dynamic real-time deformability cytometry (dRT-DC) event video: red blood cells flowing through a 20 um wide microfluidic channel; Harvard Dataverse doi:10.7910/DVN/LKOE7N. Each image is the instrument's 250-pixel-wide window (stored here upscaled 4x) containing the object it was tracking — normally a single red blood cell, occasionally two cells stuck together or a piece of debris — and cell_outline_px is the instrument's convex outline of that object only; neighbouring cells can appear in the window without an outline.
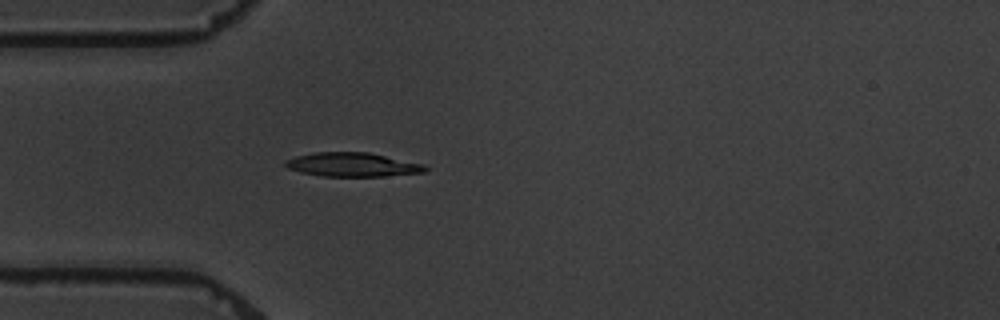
{"species": "common noctule bat (a hibernating species)", "species_latin": "Nyctalus noctula", "temperature_condition": "warm", "stored_images_in_passage": 4, "camera_frame_rate_fps": 3000, "um_per_image_px": 0.085, "animal": {"sex": "male", "body_mass_g": 19.5, "forearm_length_mm": 54.6}, "frame": {"image": 1, "passage_image": 4, "time_ms": 4.667, "image_size_px": [1000, 320], "cell_outline_px": [[428, 168], [424, 172], [384, 176], [320, 176], [300, 172], [288, 168], [284, 164], [284, 160], [296, 156], [312, 152], [368, 152], [424, 164]], "centroid_in_image_um": [29.92, 13.99], "position_along_channel_um": 55.1, "area_um2": 19.54}}